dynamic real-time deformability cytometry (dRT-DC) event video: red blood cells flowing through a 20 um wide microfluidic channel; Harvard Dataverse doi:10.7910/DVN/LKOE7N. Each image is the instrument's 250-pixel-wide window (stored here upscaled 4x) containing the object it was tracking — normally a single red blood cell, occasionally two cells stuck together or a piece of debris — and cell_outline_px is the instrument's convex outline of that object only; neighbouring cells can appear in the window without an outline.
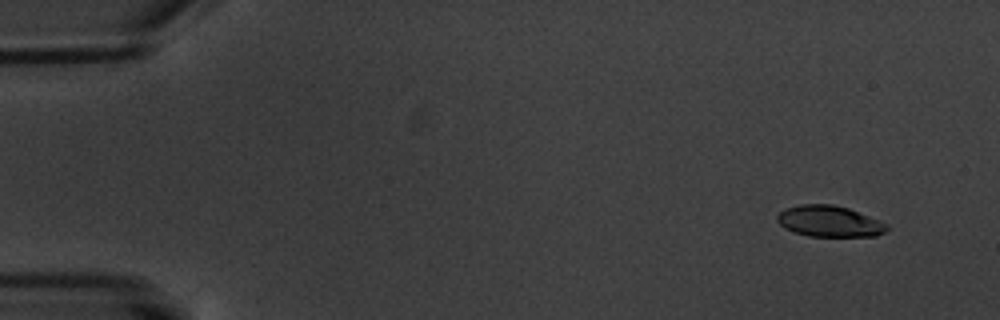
{"species": "common noctule bat (a hibernating species)", "species_latin": "Nyctalus noctula", "temperature_condition": "warm", "stored_images_in_passage": 6, "segment_of_instrument_passage": [1, 2], "camera_frame_rate_fps": 3000, "um_per_image_px": 0.085, "animal": {"sex": "male", "body_mass_g": 20.1, "forearm_length_mm": 53.5}, "frame": {"image": 1, "passage_image": 1, "time_ms": 0.0, "image_size_px": [1000, 320], "cell_outline_px": [[888, 228], [884, 232], [876, 236], [808, 236], [796, 232], [780, 224], [776, 220], [776, 216], [780, 212], [788, 208], [800, 204], [832, 204], [848, 208], [880, 220], [888, 224]], "centroid_in_image_um": [70.53, 18.8], "position_along_channel_um": 14.5, "area_um2": 19.71}}
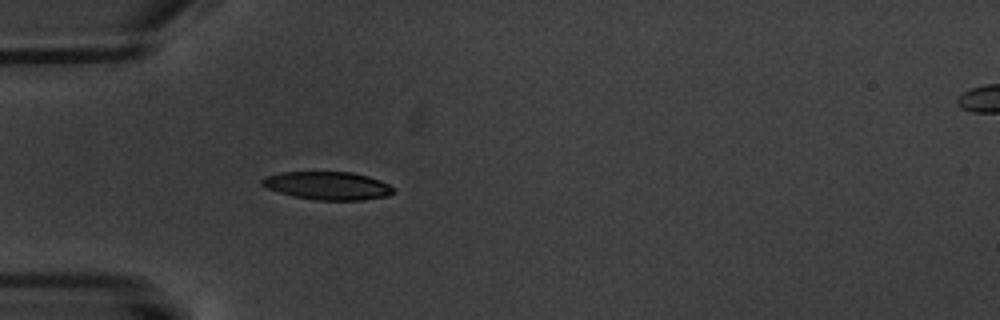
{"frame": {"image": 2, "passage_image": 5, "time_ms": 4.667, "image_size_px": [1000, 320], "cell_outline_px": [[396, 192], [388, 196], [364, 200], [316, 200], [296, 196], [280, 192], [268, 188], [260, 184], [260, 180], [264, 176], [280, 172], [352, 172], [368, 176], [380, 180], [396, 188]], "centroid_in_image_um": [27.89, 15.78], "position_along_channel_um": 57.1, "area_um2": 21.62}}